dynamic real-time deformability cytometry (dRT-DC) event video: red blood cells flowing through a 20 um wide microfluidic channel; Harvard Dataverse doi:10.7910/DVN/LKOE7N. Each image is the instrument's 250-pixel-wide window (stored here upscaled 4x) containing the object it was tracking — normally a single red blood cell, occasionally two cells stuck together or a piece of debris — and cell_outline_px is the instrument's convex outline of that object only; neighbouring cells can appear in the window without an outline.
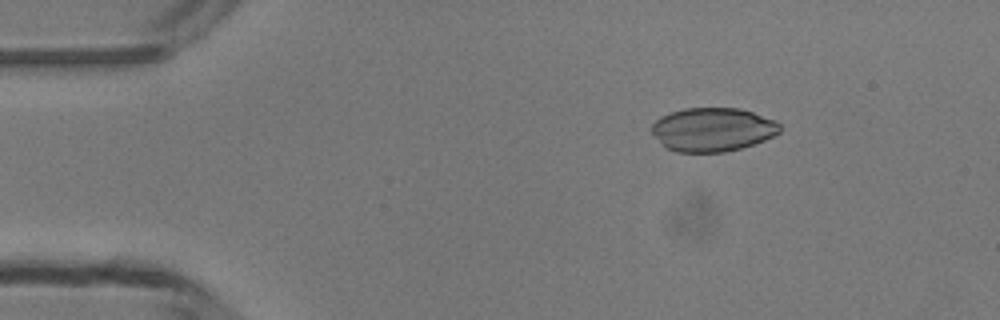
{"species": "common noctule bat (a hibernating species)", "species_latin": "Nyctalus noctula", "temperature_condition": "room temperature", "stored_images_in_passage": 46, "camera_frame_rate_fps": 3000, "um_per_image_px": 0.085, "animal": {"sex": "male", "body_mass_g": 13.3}, "frame": {"image": 1, "passage_image": 5, "time_ms": 1.333, "image_size_px": [1000, 320], "cell_outline_px": [[780, 132], [764, 140], [740, 148], [724, 152], [676, 152], [664, 148], [652, 132], [652, 124], [660, 116], [684, 108], [740, 108], [776, 120], [780, 124]], "centroid_in_image_um": [60.56, 11.01], "position_along_channel_um": 24.4, "area_um2": 32.66}}
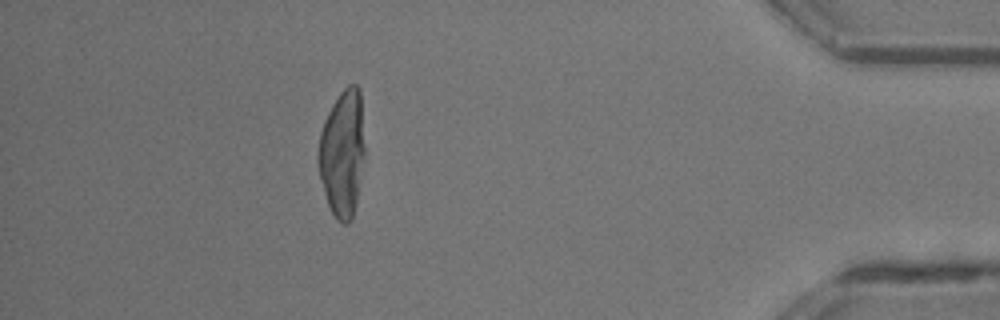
{"frame": {"image": 2, "passage_image": 41, "time_ms": 13.333, "image_size_px": [1000, 320], "cell_outline_px": [[364, 160], [356, 204], [352, 220], [348, 224], [344, 224], [336, 220], [328, 204], [320, 180], [316, 160], [316, 156], [320, 132], [324, 120], [332, 104], [340, 92], [348, 84], [356, 84], [360, 88], [364, 144]], "centroid_in_image_um": [29.09, 13.03], "position_along_channel_um": 406.1, "area_um2": 34.91}}